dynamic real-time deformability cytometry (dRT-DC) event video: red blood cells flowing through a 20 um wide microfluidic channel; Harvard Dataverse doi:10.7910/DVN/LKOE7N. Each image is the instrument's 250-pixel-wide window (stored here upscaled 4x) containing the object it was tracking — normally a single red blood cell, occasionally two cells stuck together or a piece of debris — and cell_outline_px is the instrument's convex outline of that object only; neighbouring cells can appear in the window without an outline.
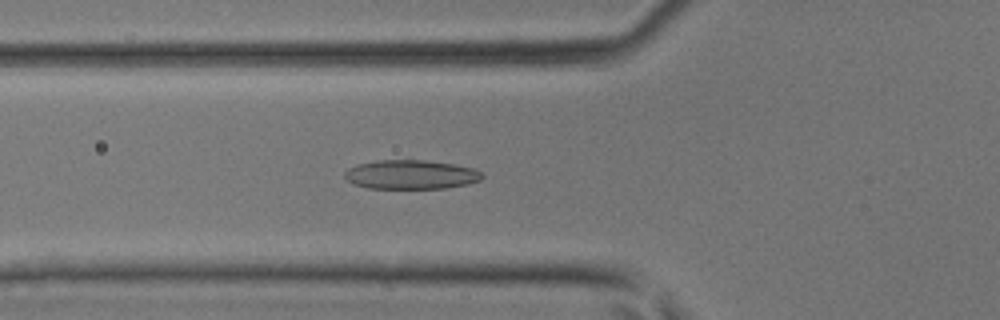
{"species": "common noctule bat (a hibernating species)", "species_latin": "Nyctalus noctula", "temperature_condition": "room temperature", "stored_images_in_passage": 45, "camera_frame_rate_fps": 3000, "um_per_image_px": 0.085, "animal": {"sex": "male", "body_mass_g": 17.9, "forearm_length_mm": 54.2}, "frame": {"image": 1, "passage_image": 16, "time_ms": 5.0, "image_size_px": [1000, 320], "cell_outline_px": [[484, 176], [480, 180], [468, 184], [444, 188], [368, 188], [352, 184], [344, 176], [344, 172], [348, 168], [360, 164], [376, 160], [424, 160], [452, 164], [472, 168], [480, 172]], "centroid_in_image_um": [34.9, 14.84], "position_along_channel_um": 90.9, "area_um2": 23.18}}
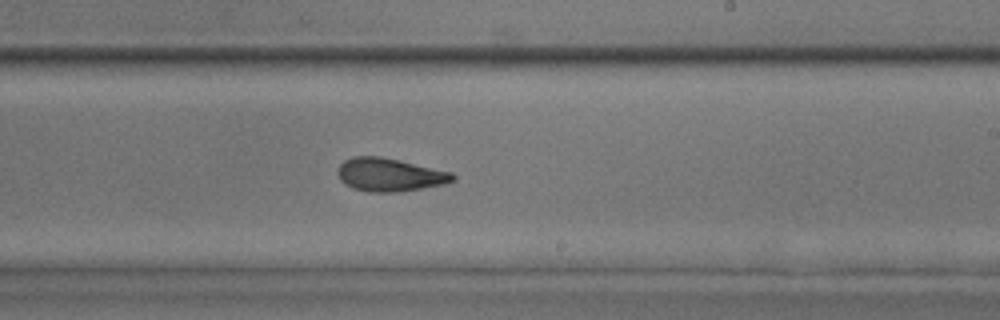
{"frame": {"image": 2, "passage_image": 27, "time_ms": 8.667, "image_size_px": [1000, 320], "cell_outline_px": [[456, 176], [452, 180], [444, 184], [396, 192], [368, 192], [352, 188], [344, 184], [340, 180], [336, 172], [340, 164], [344, 160], [352, 156], [380, 156], [400, 160], [452, 172]], "centroid_in_image_um": [33.06, 14.84], "position_along_channel_um": 255.9, "area_um2": 22.31}}
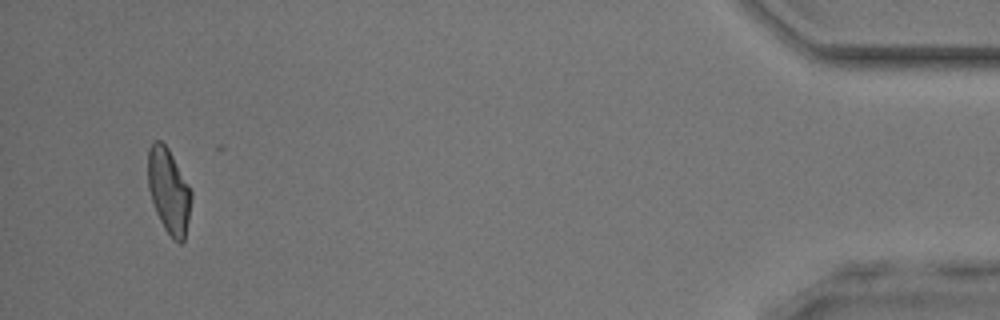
{"frame": {"image": 3, "passage_image": 43, "time_ms": 14.0, "image_size_px": [1000, 320], "cell_outline_px": [[192, 196], [188, 220], [184, 240], [180, 244], [172, 240], [164, 228], [156, 212], [148, 188], [148, 148], [156, 140], [160, 140], [168, 148], [188, 184], [192, 192]], "centroid_in_image_um": [14.34, 16.25], "position_along_channel_um": 420.9, "area_um2": 21.33}}